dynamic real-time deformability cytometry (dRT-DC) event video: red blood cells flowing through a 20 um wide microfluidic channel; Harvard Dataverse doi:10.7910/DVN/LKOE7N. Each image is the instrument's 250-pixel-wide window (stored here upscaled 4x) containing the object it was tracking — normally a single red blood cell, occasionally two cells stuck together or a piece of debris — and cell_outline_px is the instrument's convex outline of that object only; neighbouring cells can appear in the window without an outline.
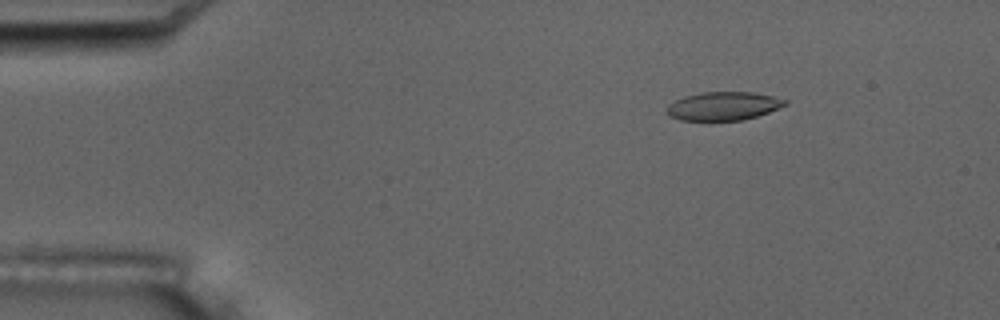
{"species": "common noctule bat (a hibernating species)", "species_latin": "Nyctalus noctula", "temperature_condition": "room temperature", "stored_images_in_passage": 2, "camera_frame_rate_fps": 3000, "um_per_image_px": 0.085, "animal": {"sex": "male", "body_mass_g": 17.5, "forearm_length_mm": 52.3}, "frame": {"image": 1, "passage_image": 1, "time_ms": 0.0, "image_size_px": [1000, 320], "cell_outline_px": [[788, 104], [768, 112], [744, 120], [680, 120], [668, 116], [664, 112], [664, 108], [668, 104], [684, 96], [700, 92], [752, 92], [772, 96], [788, 100]], "centroid_in_image_um": [61.43, 9.01], "position_along_channel_um": 23.6, "area_um2": 19.77}}